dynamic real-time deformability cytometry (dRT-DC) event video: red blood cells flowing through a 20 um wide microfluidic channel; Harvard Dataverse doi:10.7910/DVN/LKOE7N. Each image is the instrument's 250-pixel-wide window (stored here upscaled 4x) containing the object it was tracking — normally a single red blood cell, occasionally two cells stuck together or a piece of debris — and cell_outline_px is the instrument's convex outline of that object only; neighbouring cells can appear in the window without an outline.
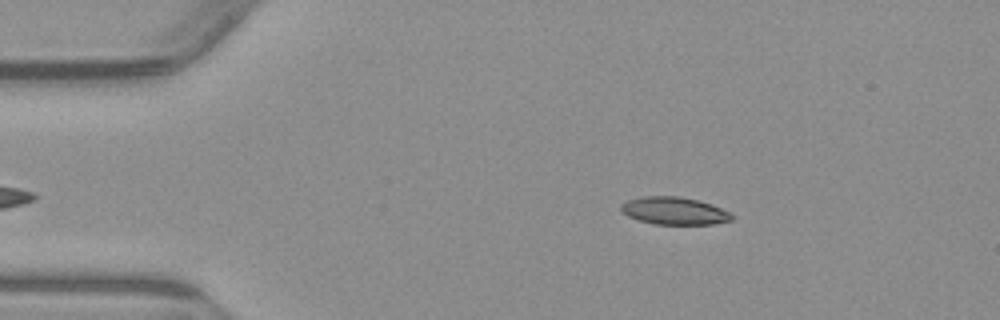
{"species": "common noctule bat (a hibernating species)", "species_latin": "Nyctalus noctula", "temperature_condition": "warm", "stored_images_in_passage": 5, "camera_frame_rate_fps": 3000, "um_per_image_px": 0.085, "animal": {"sex": "male", "body_mass_g": 23.1, "forearm_length_mm": 52.7}, "frame": {"image": 1, "passage_image": 1, "time_ms": 0.0, "image_size_px": [1000, 320], "cell_outline_px": [[732, 220], [712, 224], [652, 224], [628, 216], [620, 212], [620, 204], [628, 200], [644, 196], [680, 196], [700, 200], [712, 204], [728, 212], [732, 216]], "centroid_in_image_um": [57.27, 17.91], "position_along_channel_um": 27.7, "area_um2": 17.8}}
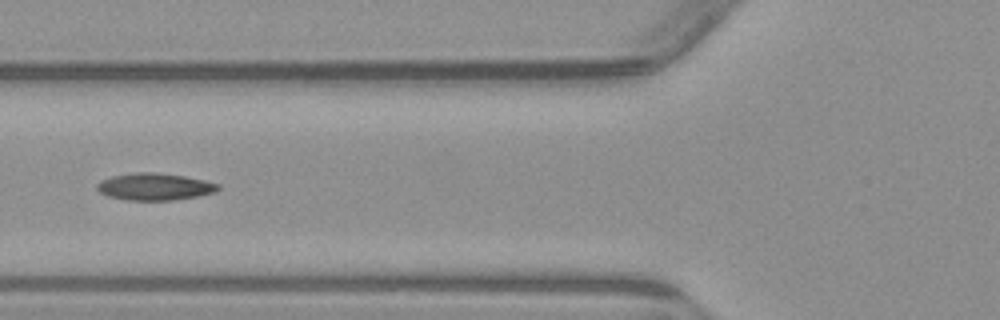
{"frame": {"image": 2, "passage_image": 4, "time_ms": 3.667, "image_size_px": [1000, 320], "cell_outline_px": [[220, 188], [216, 192], [196, 196], [172, 200], [128, 200], [108, 196], [100, 192], [96, 188], [96, 184], [100, 180], [112, 176], [136, 172], [156, 172], [184, 176], [204, 180], [220, 184]], "centroid_in_image_um": [13.14, 15.86], "position_along_channel_um": 112.7, "area_um2": 19.07}}
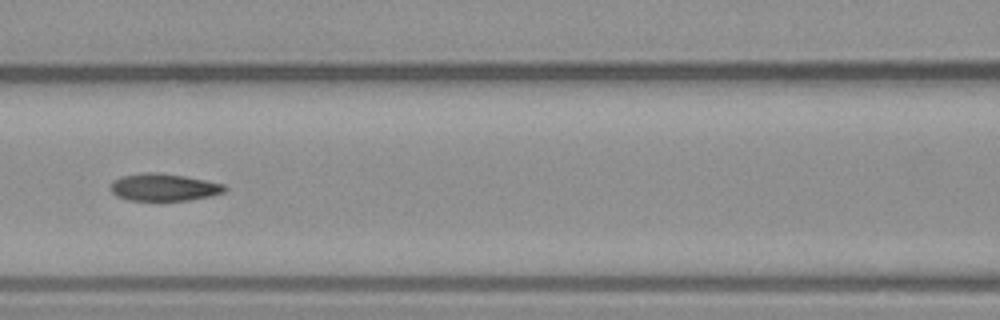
{"frame": {"image": 3, "passage_image": 5, "time_ms": 4.667, "image_size_px": [1000, 320], "cell_outline_px": [[228, 188], [224, 192], [212, 196], [188, 200], [128, 200], [116, 196], [112, 192], [112, 184], [116, 180], [124, 176], [148, 172], [152, 172], [184, 176], [224, 184]], "centroid_in_image_um": [13.98, 15.93], "position_along_channel_um": 152.6, "area_um2": 17.8}}